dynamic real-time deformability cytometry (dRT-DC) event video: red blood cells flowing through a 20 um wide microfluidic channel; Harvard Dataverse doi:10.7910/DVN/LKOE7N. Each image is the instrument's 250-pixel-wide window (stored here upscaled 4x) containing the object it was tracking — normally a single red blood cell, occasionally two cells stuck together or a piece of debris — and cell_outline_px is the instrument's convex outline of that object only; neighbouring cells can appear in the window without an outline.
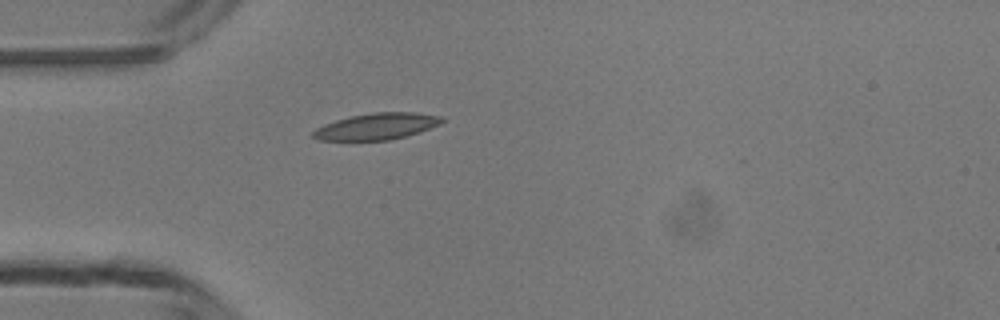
{"species": "common noctule bat (a hibernating species)", "species_latin": "Nyctalus noctula", "temperature_condition": "room temperature", "stored_images_in_passage": 1, "camera_frame_rate_fps": 3000, "um_per_image_px": 0.085, "animal": {"sex": "male", "body_mass_g": 13.3}, "frame": {"image": 1, "passage_image": 1, "time_ms": 0.0, "image_size_px": [1000, 320], "cell_outline_px": [[448, 120], [440, 124], [420, 132], [392, 140], [316, 140], [312, 136], [312, 132], [316, 128], [324, 124], [336, 120], [352, 116], [372, 112], [416, 112], [444, 116]], "centroid_in_image_um": [32.08, 10.73], "position_along_channel_um": 52.9, "area_um2": 20.11}}